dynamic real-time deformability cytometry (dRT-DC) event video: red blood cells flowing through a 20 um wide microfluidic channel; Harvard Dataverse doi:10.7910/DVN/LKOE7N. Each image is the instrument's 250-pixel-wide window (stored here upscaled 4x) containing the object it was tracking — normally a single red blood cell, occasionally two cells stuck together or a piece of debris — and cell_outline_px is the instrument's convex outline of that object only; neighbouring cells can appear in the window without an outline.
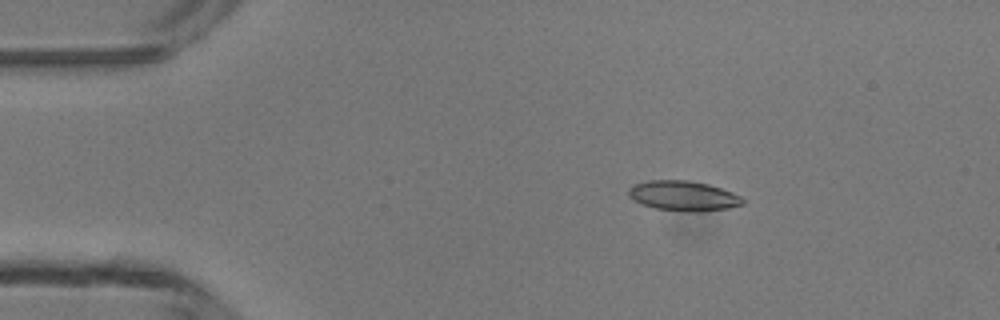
{"species": "common noctule bat (a hibernating species)", "species_latin": "Nyctalus noctula", "temperature_condition": "room temperature", "stored_images_in_passage": 3, "camera_frame_rate_fps": 3000, "um_per_image_px": 0.085, "animal": {"sex": "male", "body_mass_g": 13.3}, "frame": {"image": 1, "passage_image": 2, "time_ms": 1.333, "image_size_px": [1000, 320], "cell_outline_px": [[744, 204], [728, 208], [700, 212], [688, 212], [656, 208], [632, 200], [628, 196], [628, 188], [636, 184], [648, 180], [688, 180], [708, 184], [732, 192], [740, 196], [744, 200]], "centroid_in_image_um": [58.08, 16.65], "position_along_channel_um": 26.9, "area_um2": 19.94}}